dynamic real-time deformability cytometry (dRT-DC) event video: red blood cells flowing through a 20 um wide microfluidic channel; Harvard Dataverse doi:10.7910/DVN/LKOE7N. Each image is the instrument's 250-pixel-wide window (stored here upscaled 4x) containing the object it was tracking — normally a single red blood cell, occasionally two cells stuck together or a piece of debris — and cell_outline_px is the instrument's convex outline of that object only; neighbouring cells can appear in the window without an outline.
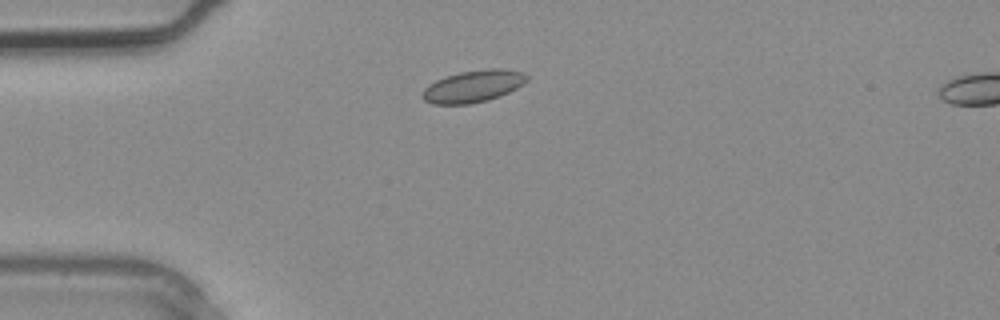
{"species": "common noctule bat (a hibernating species)", "species_latin": "Nyctalus noctula", "temperature_condition": "warm", "stored_images_in_passage": 2, "camera_frame_rate_fps": 3000, "um_per_image_px": 0.085, "animal": {"sex": "male", "body_mass_g": 20.4}, "frame": {"image": 1, "passage_image": 1, "time_ms": 0.0, "image_size_px": [1000, 320], "cell_outline_px": [[528, 80], [524, 84], [500, 96], [488, 100], [472, 104], [432, 104], [424, 100], [420, 96], [420, 92], [428, 84], [444, 76], [460, 72], [488, 68], [504, 68], [524, 72], [528, 76]], "centroid_in_image_um": [40.21, 7.33], "position_along_channel_um": 44.8, "area_um2": 19.88}}